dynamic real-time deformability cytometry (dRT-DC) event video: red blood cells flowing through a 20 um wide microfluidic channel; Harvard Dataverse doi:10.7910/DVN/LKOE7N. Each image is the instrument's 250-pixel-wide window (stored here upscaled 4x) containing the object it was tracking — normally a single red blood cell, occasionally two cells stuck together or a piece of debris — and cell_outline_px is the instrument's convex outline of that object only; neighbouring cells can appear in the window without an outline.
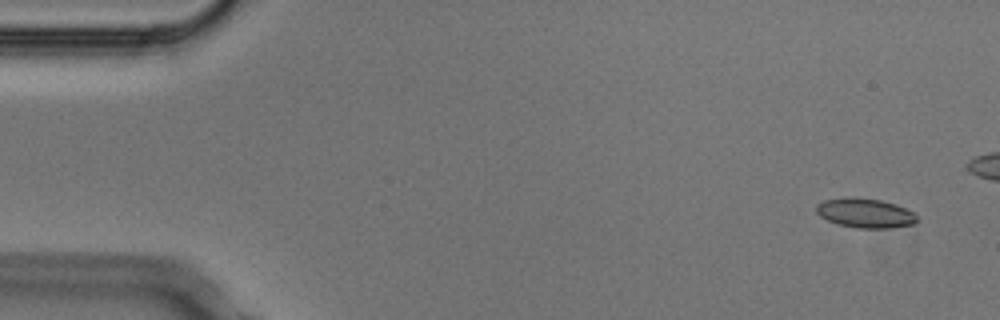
{"species": "Egyptian fruit bat (a non-hibernating species)", "species_latin": "Rousettus aegyptiacus", "temperature_condition": "cold", "stored_images_in_passage": 5, "camera_frame_rate_fps": 3000, "um_per_image_px": 0.085, "animal": {"sex": "male"}, "frame": {"image": 1, "passage_image": 1, "time_ms": 0.0, "image_size_px": [1000, 320], "cell_outline_px": [[916, 224], [888, 228], [856, 228], [836, 224], [820, 216], [816, 212], [816, 204], [824, 200], [848, 196], [880, 200], [896, 204], [912, 212], [916, 216]], "centroid_in_image_um": [73.5, 18.11], "position_along_channel_um": 11.5, "area_um2": 17.34}}